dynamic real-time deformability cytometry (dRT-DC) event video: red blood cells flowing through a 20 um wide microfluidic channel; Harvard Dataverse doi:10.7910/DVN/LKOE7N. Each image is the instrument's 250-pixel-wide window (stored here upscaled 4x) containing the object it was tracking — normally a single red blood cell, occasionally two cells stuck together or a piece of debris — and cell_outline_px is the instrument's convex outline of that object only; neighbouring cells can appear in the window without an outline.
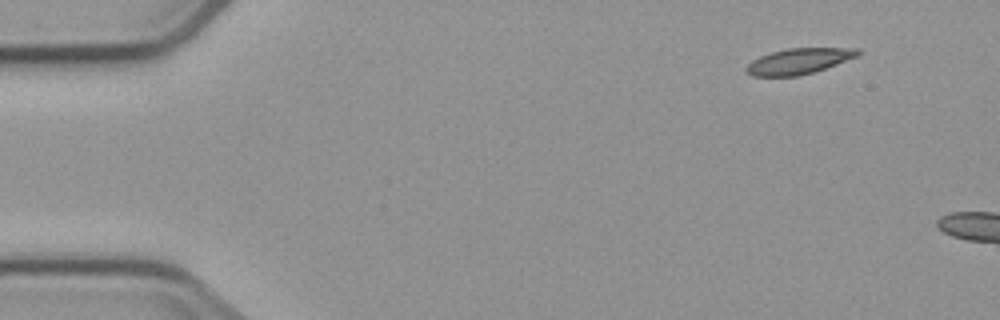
{"species": "common noctule bat (a hibernating species)", "species_latin": "Nyctalus noctula", "temperature_condition": "cold", "stored_images_in_passage": 3, "camera_frame_rate_fps": 3000, "um_per_image_px": 0.085, "animal": {"sex": "male", "body_mass_g": 23.1, "forearm_length_mm": 52.7}, "frame": {"image": 1, "passage_image": 3, "time_ms": 2.333, "image_size_px": [1000, 320], "cell_outline_px": [[860, 52], [856, 56], [816, 72], [800, 76], [752, 76], [744, 72], [744, 68], [752, 60], [760, 56], [772, 52], [788, 48], [860, 48]], "centroid_in_image_um": [67.85, 5.21], "position_along_channel_um": 17.1, "area_um2": 16.76}}